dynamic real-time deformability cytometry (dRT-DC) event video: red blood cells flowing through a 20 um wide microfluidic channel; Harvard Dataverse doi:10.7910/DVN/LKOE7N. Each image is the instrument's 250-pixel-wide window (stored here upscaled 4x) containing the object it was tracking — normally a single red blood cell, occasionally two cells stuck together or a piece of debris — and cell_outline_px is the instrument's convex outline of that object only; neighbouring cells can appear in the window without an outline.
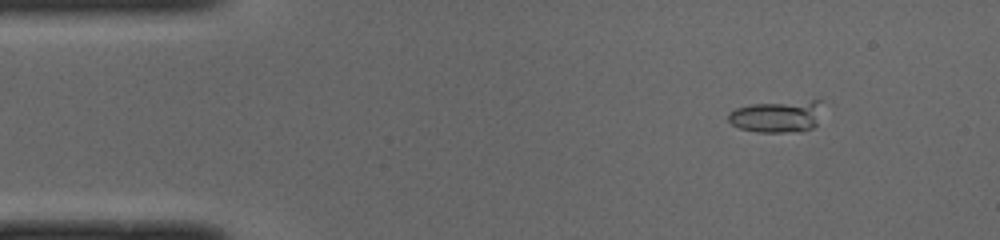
{"species": "common noctule bat (a hibernating species)", "species_latin": "Nyctalus noctula", "temperature_condition": "cold", "stored_images_in_passage": 37, "camera_frame_rate_fps": 3000, "um_per_image_px": 0.085, "animal": {"sex": "male", "body_mass_g": 19.0, "forearm_length_mm": 50.8}, "frame": {"image": 1, "passage_image": 6, "time_ms": 1.667, "image_size_px": [1000, 240], "cell_outline_px": [[820, 100], [816, 124], [812, 128], [804, 132], [756, 132], [740, 128], [732, 124], [728, 120], [728, 112], [736, 108], [752, 104], [812, 100]], "centroid_in_image_um": [66.0, 9.91], "position_along_channel_um": 19.0, "area_um2": 17.4}}